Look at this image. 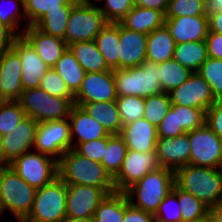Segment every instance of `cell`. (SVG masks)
I'll return each mask as SVG.
<instances>
[{
    "mask_svg": "<svg viewBox=\"0 0 222 222\" xmlns=\"http://www.w3.org/2000/svg\"><path fill=\"white\" fill-rule=\"evenodd\" d=\"M192 222H211V217L208 214L206 217Z\"/></svg>",
    "mask_w": 222,
    "mask_h": 222,
    "instance_id": "obj_61",
    "label": "cell"
},
{
    "mask_svg": "<svg viewBox=\"0 0 222 222\" xmlns=\"http://www.w3.org/2000/svg\"><path fill=\"white\" fill-rule=\"evenodd\" d=\"M17 101L26 116L38 123L68 118L73 105L68 99L52 96L40 88L23 90Z\"/></svg>",
    "mask_w": 222,
    "mask_h": 222,
    "instance_id": "obj_7",
    "label": "cell"
},
{
    "mask_svg": "<svg viewBox=\"0 0 222 222\" xmlns=\"http://www.w3.org/2000/svg\"><path fill=\"white\" fill-rule=\"evenodd\" d=\"M53 69L62 77L68 89L75 95L82 85L86 72L68 48L57 60Z\"/></svg>",
    "mask_w": 222,
    "mask_h": 222,
    "instance_id": "obj_30",
    "label": "cell"
},
{
    "mask_svg": "<svg viewBox=\"0 0 222 222\" xmlns=\"http://www.w3.org/2000/svg\"><path fill=\"white\" fill-rule=\"evenodd\" d=\"M58 177L66 184L87 185L116 192L113 178L104 166L69 149L58 160Z\"/></svg>",
    "mask_w": 222,
    "mask_h": 222,
    "instance_id": "obj_1",
    "label": "cell"
},
{
    "mask_svg": "<svg viewBox=\"0 0 222 222\" xmlns=\"http://www.w3.org/2000/svg\"><path fill=\"white\" fill-rule=\"evenodd\" d=\"M77 0H24L27 27L33 26L47 11L60 5H75Z\"/></svg>",
    "mask_w": 222,
    "mask_h": 222,
    "instance_id": "obj_41",
    "label": "cell"
},
{
    "mask_svg": "<svg viewBox=\"0 0 222 222\" xmlns=\"http://www.w3.org/2000/svg\"><path fill=\"white\" fill-rule=\"evenodd\" d=\"M68 49L72 52L86 73L111 70L94 40L72 43L68 45Z\"/></svg>",
    "mask_w": 222,
    "mask_h": 222,
    "instance_id": "obj_28",
    "label": "cell"
},
{
    "mask_svg": "<svg viewBox=\"0 0 222 222\" xmlns=\"http://www.w3.org/2000/svg\"><path fill=\"white\" fill-rule=\"evenodd\" d=\"M36 189L24 181L10 166L0 169V203L16 222H23L33 207Z\"/></svg>",
    "mask_w": 222,
    "mask_h": 222,
    "instance_id": "obj_5",
    "label": "cell"
},
{
    "mask_svg": "<svg viewBox=\"0 0 222 222\" xmlns=\"http://www.w3.org/2000/svg\"><path fill=\"white\" fill-rule=\"evenodd\" d=\"M82 106L95 120H97L111 135H119L122 122L116 105V100L109 102H74Z\"/></svg>",
    "mask_w": 222,
    "mask_h": 222,
    "instance_id": "obj_27",
    "label": "cell"
},
{
    "mask_svg": "<svg viewBox=\"0 0 222 222\" xmlns=\"http://www.w3.org/2000/svg\"><path fill=\"white\" fill-rule=\"evenodd\" d=\"M12 49L21 60L23 90L39 88L42 78L50 67L43 62L32 45L23 36H17L14 39Z\"/></svg>",
    "mask_w": 222,
    "mask_h": 222,
    "instance_id": "obj_15",
    "label": "cell"
},
{
    "mask_svg": "<svg viewBox=\"0 0 222 222\" xmlns=\"http://www.w3.org/2000/svg\"><path fill=\"white\" fill-rule=\"evenodd\" d=\"M106 147L107 137H103L101 139L78 143L73 149L78 154L101 163Z\"/></svg>",
    "mask_w": 222,
    "mask_h": 222,
    "instance_id": "obj_49",
    "label": "cell"
},
{
    "mask_svg": "<svg viewBox=\"0 0 222 222\" xmlns=\"http://www.w3.org/2000/svg\"><path fill=\"white\" fill-rule=\"evenodd\" d=\"M116 105L122 125H128L143 118L145 98L139 96H117Z\"/></svg>",
    "mask_w": 222,
    "mask_h": 222,
    "instance_id": "obj_39",
    "label": "cell"
},
{
    "mask_svg": "<svg viewBox=\"0 0 222 222\" xmlns=\"http://www.w3.org/2000/svg\"><path fill=\"white\" fill-rule=\"evenodd\" d=\"M69 149H72L69 118L38 124L33 150L58 161Z\"/></svg>",
    "mask_w": 222,
    "mask_h": 222,
    "instance_id": "obj_10",
    "label": "cell"
},
{
    "mask_svg": "<svg viewBox=\"0 0 222 222\" xmlns=\"http://www.w3.org/2000/svg\"><path fill=\"white\" fill-rule=\"evenodd\" d=\"M147 34L129 30L119 23V68L140 66L146 61Z\"/></svg>",
    "mask_w": 222,
    "mask_h": 222,
    "instance_id": "obj_22",
    "label": "cell"
},
{
    "mask_svg": "<svg viewBox=\"0 0 222 222\" xmlns=\"http://www.w3.org/2000/svg\"><path fill=\"white\" fill-rule=\"evenodd\" d=\"M174 184L208 208L222 201V168L188 164L174 171Z\"/></svg>",
    "mask_w": 222,
    "mask_h": 222,
    "instance_id": "obj_2",
    "label": "cell"
},
{
    "mask_svg": "<svg viewBox=\"0 0 222 222\" xmlns=\"http://www.w3.org/2000/svg\"><path fill=\"white\" fill-rule=\"evenodd\" d=\"M0 23L7 26L16 36H22L27 28L24 0H0Z\"/></svg>",
    "mask_w": 222,
    "mask_h": 222,
    "instance_id": "obj_33",
    "label": "cell"
},
{
    "mask_svg": "<svg viewBox=\"0 0 222 222\" xmlns=\"http://www.w3.org/2000/svg\"><path fill=\"white\" fill-rule=\"evenodd\" d=\"M154 215L132 205L125 194V215L123 222H153Z\"/></svg>",
    "mask_w": 222,
    "mask_h": 222,
    "instance_id": "obj_51",
    "label": "cell"
},
{
    "mask_svg": "<svg viewBox=\"0 0 222 222\" xmlns=\"http://www.w3.org/2000/svg\"><path fill=\"white\" fill-rule=\"evenodd\" d=\"M107 193L97 187L67 184L66 216L94 217L95 211Z\"/></svg>",
    "mask_w": 222,
    "mask_h": 222,
    "instance_id": "obj_14",
    "label": "cell"
},
{
    "mask_svg": "<svg viewBox=\"0 0 222 222\" xmlns=\"http://www.w3.org/2000/svg\"><path fill=\"white\" fill-rule=\"evenodd\" d=\"M173 58L192 72H197L208 58L206 41H190L176 44Z\"/></svg>",
    "mask_w": 222,
    "mask_h": 222,
    "instance_id": "obj_31",
    "label": "cell"
},
{
    "mask_svg": "<svg viewBox=\"0 0 222 222\" xmlns=\"http://www.w3.org/2000/svg\"><path fill=\"white\" fill-rule=\"evenodd\" d=\"M207 126L222 139V100L215 103L206 111Z\"/></svg>",
    "mask_w": 222,
    "mask_h": 222,
    "instance_id": "obj_50",
    "label": "cell"
},
{
    "mask_svg": "<svg viewBox=\"0 0 222 222\" xmlns=\"http://www.w3.org/2000/svg\"><path fill=\"white\" fill-rule=\"evenodd\" d=\"M26 117L17 100L0 101V134L5 135Z\"/></svg>",
    "mask_w": 222,
    "mask_h": 222,
    "instance_id": "obj_42",
    "label": "cell"
},
{
    "mask_svg": "<svg viewBox=\"0 0 222 222\" xmlns=\"http://www.w3.org/2000/svg\"><path fill=\"white\" fill-rule=\"evenodd\" d=\"M61 222H94L93 217L89 218H74L66 216Z\"/></svg>",
    "mask_w": 222,
    "mask_h": 222,
    "instance_id": "obj_59",
    "label": "cell"
},
{
    "mask_svg": "<svg viewBox=\"0 0 222 222\" xmlns=\"http://www.w3.org/2000/svg\"><path fill=\"white\" fill-rule=\"evenodd\" d=\"M17 36L4 24L0 23V55L12 48Z\"/></svg>",
    "mask_w": 222,
    "mask_h": 222,
    "instance_id": "obj_53",
    "label": "cell"
},
{
    "mask_svg": "<svg viewBox=\"0 0 222 222\" xmlns=\"http://www.w3.org/2000/svg\"><path fill=\"white\" fill-rule=\"evenodd\" d=\"M119 135L130 150L138 152L156 151L157 128L145 118H140L123 126Z\"/></svg>",
    "mask_w": 222,
    "mask_h": 222,
    "instance_id": "obj_24",
    "label": "cell"
},
{
    "mask_svg": "<svg viewBox=\"0 0 222 222\" xmlns=\"http://www.w3.org/2000/svg\"><path fill=\"white\" fill-rule=\"evenodd\" d=\"M119 23L129 30L149 34L165 24V15L156 9L134 6Z\"/></svg>",
    "mask_w": 222,
    "mask_h": 222,
    "instance_id": "obj_25",
    "label": "cell"
},
{
    "mask_svg": "<svg viewBox=\"0 0 222 222\" xmlns=\"http://www.w3.org/2000/svg\"><path fill=\"white\" fill-rule=\"evenodd\" d=\"M197 73L209 83L216 101L222 100V60L208 57Z\"/></svg>",
    "mask_w": 222,
    "mask_h": 222,
    "instance_id": "obj_40",
    "label": "cell"
},
{
    "mask_svg": "<svg viewBox=\"0 0 222 222\" xmlns=\"http://www.w3.org/2000/svg\"><path fill=\"white\" fill-rule=\"evenodd\" d=\"M135 6V0H104L99 9L108 23H119Z\"/></svg>",
    "mask_w": 222,
    "mask_h": 222,
    "instance_id": "obj_46",
    "label": "cell"
},
{
    "mask_svg": "<svg viewBox=\"0 0 222 222\" xmlns=\"http://www.w3.org/2000/svg\"><path fill=\"white\" fill-rule=\"evenodd\" d=\"M178 119L180 128L187 133L205 124L206 112L200 108L178 105Z\"/></svg>",
    "mask_w": 222,
    "mask_h": 222,
    "instance_id": "obj_47",
    "label": "cell"
},
{
    "mask_svg": "<svg viewBox=\"0 0 222 222\" xmlns=\"http://www.w3.org/2000/svg\"><path fill=\"white\" fill-rule=\"evenodd\" d=\"M38 124L36 120L26 116L11 133L3 135L4 153L10 163L22 154L33 150Z\"/></svg>",
    "mask_w": 222,
    "mask_h": 222,
    "instance_id": "obj_17",
    "label": "cell"
},
{
    "mask_svg": "<svg viewBox=\"0 0 222 222\" xmlns=\"http://www.w3.org/2000/svg\"><path fill=\"white\" fill-rule=\"evenodd\" d=\"M10 166V162L6 159L3 149V135L0 134V169Z\"/></svg>",
    "mask_w": 222,
    "mask_h": 222,
    "instance_id": "obj_58",
    "label": "cell"
},
{
    "mask_svg": "<svg viewBox=\"0 0 222 222\" xmlns=\"http://www.w3.org/2000/svg\"><path fill=\"white\" fill-rule=\"evenodd\" d=\"M176 43L164 24L147 34L146 61L163 63L173 58Z\"/></svg>",
    "mask_w": 222,
    "mask_h": 222,
    "instance_id": "obj_26",
    "label": "cell"
},
{
    "mask_svg": "<svg viewBox=\"0 0 222 222\" xmlns=\"http://www.w3.org/2000/svg\"><path fill=\"white\" fill-rule=\"evenodd\" d=\"M159 69L158 63L148 61L140 66L113 69L117 96L147 98L162 93Z\"/></svg>",
    "mask_w": 222,
    "mask_h": 222,
    "instance_id": "obj_4",
    "label": "cell"
},
{
    "mask_svg": "<svg viewBox=\"0 0 222 222\" xmlns=\"http://www.w3.org/2000/svg\"><path fill=\"white\" fill-rule=\"evenodd\" d=\"M165 25L176 44L205 41L209 31V17L207 15L165 17Z\"/></svg>",
    "mask_w": 222,
    "mask_h": 222,
    "instance_id": "obj_20",
    "label": "cell"
},
{
    "mask_svg": "<svg viewBox=\"0 0 222 222\" xmlns=\"http://www.w3.org/2000/svg\"><path fill=\"white\" fill-rule=\"evenodd\" d=\"M127 149V145L120 135H110L107 137V147L101 164L112 178L120 171Z\"/></svg>",
    "mask_w": 222,
    "mask_h": 222,
    "instance_id": "obj_36",
    "label": "cell"
},
{
    "mask_svg": "<svg viewBox=\"0 0 222 222\" xmlns=\"http://www.w3.org/2000/svg\"><path fill=\"white\" fill-rule=\"evenodd\" d=\"M22 36L32 45L43 62L53 68L68 45L65 40L46 34L34 25L28 26Z\"/></svg>",
    "mask_w": 222,
    "mask_h": 222,
    "instance_id": "obj_23",
    "label": "cell"
},
{
    "mask_svg": "<svg viewBox=\"0 0 222 222\" xmlns=\"http://www.w3.org/2000/svg\"><path fill=\"white\" fill-rule=\"evenodd\" d=\"M189 141L190 165L222 168V139L206 123L189 131Z\"/></svg>",
    "mask_w": 222,
    "mask_h": 222,
    "instance_id": "obj_11",
    "label": "cell"
},
{
    "mask_svg": "<svg viewBox=\"0 0 222 222\" xmlns=\"http://www.w3.org/2000/svg\"><path fill=\"white\" fill-rule=\"evenodd\" d=\"M117 98L113 70L87 72L74 102H109Z\"/></svg>",
    "mask_w": 222,
    "mask_h": 222,
    "instance_id": "obj_16",
    "label": "cell"
},
{
    "mask_svg": "<svg viewBox=\"0 0 222 222\" xmlns=\"http://www.w3.org/2000/svg\"><path fill=\"white\" fill-rule=\"evenodd\" d=\"M209 30L222 34V12L213 13L209 16Z\"/></svg>",
    "mask_w": 222,
    "mask_h": 222,
    "instance_id": "obj_55",
    "label": "cell"
},
{
    "mask_svg": "<svg viewBox=\"0 0 222 222\" xmlns=\"http://www.w3.org/2000/svg\"><path fill=\"white\" fill-rule=\"evenodd\" d=\"M159 65L161 90L164 93H170L173 89L178 88L193 73L174 58Z\"/></svg>",
    "mask_w": 222,
    "mask_h": 222,
    "instance_id": "obj_35",
    "label": "cell"
},
{
    "mask_svg": "<svg viewBox=\"0 0 222 222\" xmlns=\"http://www.w3.org/2000/svg\"><path fill=\"white\" fill-rule=\"evenodd\" d=\"M10 167L35 189L52 183L58 177V161L35 150L15 158Z\"/></svg>",
    "mask_w": 222,
    "mask_h": 222,
    "instance_id": "obj_8",
    "label": "cell"
},
{
    "mask_svg": "<svg viewBox=\"0 0 222 222\" xmlns=\"http://www.w3.org/2000/svg\"><path fill=\"white\" fill-rule=\"evenodd\" d=\"M172 106L169 93H160L158 95L145 98V107L143 118L157 127L162 119L167 115Z\"/></svg>",
    "mask_w": 222,
    "mask_h": 222,
    "instance_id": "obj_38",
    "label": "cell"
},
{
    "mask_svg": "<svg viewBox=\"0 0 222 222\" xmlns=\"http://www.w3.org/2000/svg\"><path fill=\"white\" fill-rule=\"evenodd\" d=\"M154 218L162 222H182L181 209L177 200V186L175 184L160 203Z\"/></svg>",
    "mask_w": 222,
    "mask_h": 222,
    "instance_id": "obj_45",
    "label": "cell"
},
{
    "mask_svg": "<svg viewBox=\"0 0 222 222\" xmlns=\"http://www.w3.org/2000/svg\"><path fill=\"white\" fill-rule=\"evenodd\" d=\"M189 144V132L175 138L158 137L156 152L160 167L175 171L188 165L190 158Z\"/></svg>",
    "mask_w": 222,
    "mask_h": 222,
    "instance_id": "obj_18",
    "label": "cell"
},
{
    "mask_svg": "<svg viewBox=\"0 0 222 222\" xmlns=\"http://www.w3.org/2000/svg\"><path fill=\"white\" fill-rule=\"evenodd\" d=\"M110 69H119V23H107L94 39Z\"/></svg>",
    "mask_w": 222,
    "mask_h": 222,
    "instance_id": "obj_29",
    "label": "cell"
},
{
    "mask_svg": "<svg viewBox=\"0 0 222 222\" xmlns=\"http://www.w3.org/2000/svg\"><path fill=\"white\" fill-rule=\"evenodd\" d=\"M5 215L4 211H3V208H2V205L0 203V218H2L3 216ZM2 216V217H1Z\"/></svg>",
    "mask_w": 222,
    "mask_h": 222,
    "instance_id": "obj_62",
    "label": "cell"
},
{
    "mask_svg": "<svg viewBox=\"0 0 222 222\" xmlns=\"http://www.w3.org/2000/svg\"><path fill=\"white\" fill-rule=\"evenodd\" d=\"M22 91L21 60L11 48L0 55V101L18 100Z\"/></svg>",
    "mask_w": 222,
    "mask_h": 222,
    "instance_id": "obj_19",
    "label": "cell"
},
{
    "mask_svg": "<svg viewBox=\"0 0 222 222\" xmlns=\"http://www.w3.org/2000/svg\"><path fill=\"white\" fill-rule=\"evenodd\" d=\"M206 15L205 0H169L165 17Z\"/></svg>",
    "mask_w": 222,
    "mask_h": 222,
    "instance_id": "obj_44",
    "label": "cell"
},
{
    "mask_svg": "<svg viewBox=\"0 0 222 222\" xmlns=\"http://www.w3.org/2000/svg\"><path fill=\"white\" fill-rule=\"evenodd\" d=\"M125 215V192L107 194L94 214V222H123Z\"/></svg>",
    "mask_w": 222,
    "mask_h": 222,
    "instance_id": "obj_34",
    "label": "cell"
},
{
    "mask_svg": "<svg viewBox=\"0 0 222 222\" xmlns=\"http://www.w3.org/2000/svg\"><path fill=\"white\" fill-rule=\"evenodd\" d=\"M73 6L60 5V8L47 11L34 26L46 34L65 40L67 22Z\"/></svg>",
    "mask_w": 222,
    "mask_h": 222,
    "instance_id": "obj_32",
    "label": "cell"
},
{
    "mask_svg": "<svg viewBox=\"0 0 222 222\" xmlns=\"http://www.w3.org/2000/svg\"><path fill=\"white\" fill-rule=\"evenodd\" d=\"M173 186L174 171L160 167L133 184L125 194L132 205L154 215Z\"/></svg>",
    "mask_w": 222,
    "mask_h": 222,
    "instance_id": "obj_3",
    "label": "cell"
},
{
    "mask_svg": "<svg viewBox=\"0 0 222 222\" xmlns=\"http://www.w3.org/2000/svg\"><path fill=\"white\" fill-rule=\"evenodd\" d=\"M168 3L169 0H135V6L156 9L164 15L167 11Z\"/></svg>",
    "mask_w": 222,
    "mask_h": 222,
    "instance_id": "obj_54",
    "label": "cell"
},
{
    "mask_svg": "<svg viewBox=\"0 0 222 222\" xmlns=\"http://www.w3.org/2000/svg\"><path fill=\"white\" fill-rule=\"evenodd\" d=\"M209 216L212 222H222V201L209 208Z\"/></svg>",
    "mask_w": 222,
    "mask_h": 222,
    "instance_id": "obj_57",
    "label": "cell"
},
{
    "mask_svg": "<svg viewBox=\"0 0 222 222\" xmlns=\"http://www.w3.org/2000/svg\"><path fill=\"white\" fill-rule=\"evenodd\" d=\"M157 152H138L127 149L122 167L113 178L116 192H125L149 172L158 170Z\"/></svg>",
    "mask_w": 222,
    "mask_h": 222,
    "instance_id": "obj_12",
    "label": "cell"
},
{
    "mask_svg": "<svg viewBox=\"0 0 222 222\" xmlns=\"http://www.w3.org/2000/svg\"><path fill=\"white\" fill-rule=\"evenodd\" d=\"M104 0H77V3L86 6H96L99 7Z\"/></svg>",
    "mask_w": 222,
    "mask_h": 222,
    "instance_id": "obj_60",
    "label": "cell"
},
{
    "mask_svg": "<svg viewBox=\"0 0 222 222\" xmlns=\"http://www.w3.org/2000/svg\"><path fill=\"white\" fill-rule=\"evenodd\" d=\"M177 200L181 209L182 222H192L206 217L209 208L192 194L177 187Z\"/></svg>",
    "mask_w": 222,
    "mask_h": 222,
    "instance_id": "obj_37",
    "label": "cell"
},
{
    "mask_svg": "<svg viewBox=\"0 0 222 222\" xmlns=\"http://www.w3.org/2000/svg\"><path fill=\"white\" fill-rule=\"evenodd\" d=\"M39 88L52 96L66 98L74 104V94L68 89L65 81L53 68H50L42 78Z\"/></svg>",
    "mask_w": 222,
    "mask_h": 222,
    "instance_id": "obj_43",
    "label": "cell"
},
{
    "mask_svg": "<svg viewBox=\"0 0 222 222\" xmlns=\"http://www.w3.org/2000/svg\"><path fill=\"white\" fill-rule=\"evenodd\" d=\"M107 23L99 7L76 3L68 18L65 41L70 45L94 40Z\"/></svg>",
    "mask_w": 222,
    "mask_h": 222,
    "instance_id": "obj_9",
    "label": "cell"
},
{
    "mask_svg": "<svg viewBox=\"0 0 222 222\" xmlns=\"http://www.w3.org/2000/svg\"><path fill=\"white\" fill-rule=\"evenodd\" d=\"M156 128L158 137L175 138L185 133L179 126L178 105L171 106L167 115Z\"/></svg>",
    "mask_w": 222,
    "mask_h": 222,
    "instance_id": "obj_48",
    "label": "cell"
},
{
    "mask_svg": "<svg viewBox=\"0 0 222 222\" xmlns=\"http://www.w3.org/2000/svg\"><path fill=\"white\" fill-rule=\"evenodd\" d=\"M67 184L57 177L36 189L33 207L23 222H61L66 217Z\"/></svg>",
    "mask_w": 222,
    "mask_h": 222,
    "instance_id": "obj_6",
    "label": "cell"
},
{
    "mask_svg": "<svg viewBox=\"0 0 222 222\" xmlns=\"http://www.w3.org/2000/svg\"><path fill=\"white\" fill-rule=\"evenodd\" d=\"M172 105L196 107L205 112L215 103L211 86L197 72L170 93Z\"/></svg>",
    "mask_w": 222,
    "mask_h": 222,
    "instance_id": "obj_13",
    "label": "cell"
},
{
    "mask_svg": "<svg viewBox=\"0 0 222 222\" xmlns=\"http://www.w3.org/2000/svg\"><path fill=\"white\" fill-rule=\"evenodd\" d=\"M205 11L208 17L213 13L222 12V0H205Z\"/></svg>",
    "mask_w": 222,
    "mask_h": 222,
    "instance_id": "obj_56",
    "label": "cell"
},
{
    "mask_svg": "<svg viewBox=\"0 0 222 222\" xmlns=\"http://www.w3.org/2000/svg\"><path fill=\"white\" fill-rule=\"evenodd\" d=\"M205 41L208 57L222 60V34L209 30Z\"/></svg>",
    "mask_w": 222,
    "mask_h": 222,
    "instance_id": "obj_52",
    "label": "cell"
},
{
    "mask_svg": "<svg viewBox=\"0 0 222 222\" xmlns=\"http://www.w3.org/2000/svg\"><path fill=\"white\" fill-rule=\"evenodd\" d=\"M72 148L78 143L108 137L111 134L82 106L73 104L69 113Z\"/></svg>",
    "mask_w": 222,
    "mask_h": 222,
    "instance_id": "obj_21",
    "label": "cell"
}]
</instances>
